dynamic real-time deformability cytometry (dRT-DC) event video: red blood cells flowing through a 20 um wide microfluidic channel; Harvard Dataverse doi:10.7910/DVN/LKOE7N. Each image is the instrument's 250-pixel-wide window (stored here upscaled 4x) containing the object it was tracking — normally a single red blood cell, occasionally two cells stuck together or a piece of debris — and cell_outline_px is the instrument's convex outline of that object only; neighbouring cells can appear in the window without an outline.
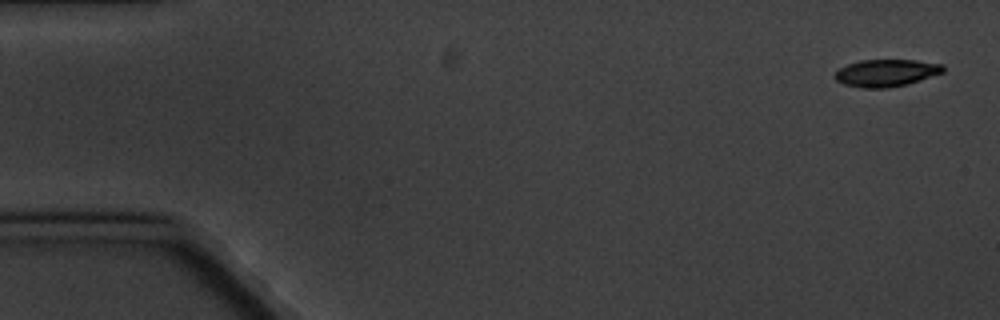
{"species": "common noctule bat (a hibernating species)", "species_latin": "Nyctalus noctula", "temperature_condition": "cold", "stored_images_in_passage": 5, "camera_frame_rate_fps": 3000, "um_per_image_px": 0.085, "animal": {"sex": "male", "body_mass_g": 20.1, "forearm_length_mm": 53.5}, "frame": {"image": 1, "passage_image": 1, "time_ms": 0.0, "image_size_px": [1000, 320], "cell_outline_px": [[944, 72], [908, 84], [884, 88], [864, 88], [844, 84], [836, 80], [832, 76], [840, 68], [848, 64], [860, 60], [916, 60], [944, 64]], "centroid_in_image_um": [75.33, 6.19], "position_along_channel_um": 9.7, "area_um2": 17.17}}
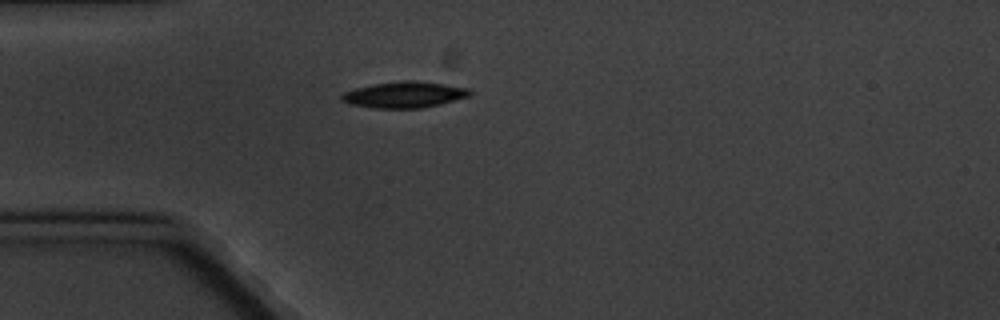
{"frame": {"image": 2, "passage_image": 5, "time_ms": 4.667, "image_size_px": [1000, 320], "cell_outline_px": [[472, 92], [468, 96], [440, 104], [420, 108], [376, 108], [352, 104], [340, 100], [340, 96], [344, 92], [356, 88], [372, 84], [400, 80], [412, 80], [444, 84], [468, 88]], "centroid_in_image_um": [34.34, 8.04], "position_along_channel_um": 50.7, "area_um2": 19.36}}